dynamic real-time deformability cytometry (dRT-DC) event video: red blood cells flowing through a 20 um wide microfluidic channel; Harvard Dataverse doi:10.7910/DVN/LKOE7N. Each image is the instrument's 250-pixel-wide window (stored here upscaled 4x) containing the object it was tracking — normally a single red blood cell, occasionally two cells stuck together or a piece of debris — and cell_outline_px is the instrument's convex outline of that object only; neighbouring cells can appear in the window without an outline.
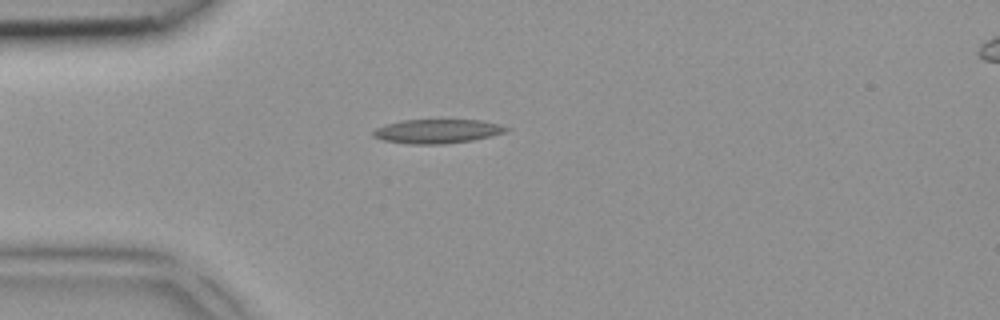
{"species": "common noctule bat (a hibernating species)", "species_latin": "Nyctalus noctula", "temperature_condition": "room temperature", "stored_images_in_passage": 2, "camera_frame_rate_fps": 3000, "um_per_image_px": 0.085, "animal": {"sex": "female", "body_mass_g": 18.4}, "frame": {"image": 1, "passage_image": 2, "time_ms": 0.333, "image_size_px": [1000, 320], "cell_outline_px": [[512, 128], [508, 132], [472, 140], [444, 144], [412, 144], [384, 140], [372, 136], [372, 132], [376, 128], [384, 124], [400, 120], [480, 120], [500, 124]], "centroid_in_image_um": [37.19, 11.15], "position_along_channel_um": 47.8, "area_um2": 18.79}}